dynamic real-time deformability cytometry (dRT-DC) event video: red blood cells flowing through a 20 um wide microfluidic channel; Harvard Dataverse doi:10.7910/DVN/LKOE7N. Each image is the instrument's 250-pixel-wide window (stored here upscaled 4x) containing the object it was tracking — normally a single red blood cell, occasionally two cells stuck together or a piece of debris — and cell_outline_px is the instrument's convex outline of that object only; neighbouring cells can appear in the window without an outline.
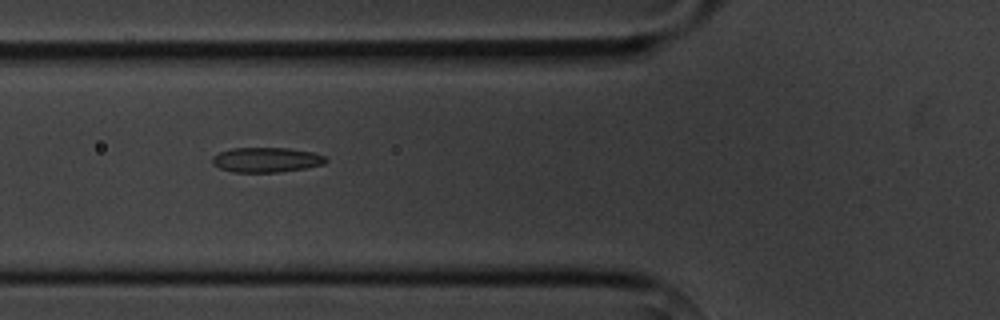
{"species": "common noctule bat (a hibernating species)", "species_latin": "Nyctalus noctula", "temperature_condition": "cold", "stored_images_in_passage": 3, "camera_frame_rate_fps": 3000, "um_per_image_px": 0.085, "animal": {"sex": "male", "body_mass_g": 20.1, "forearm_length_mm": 53.5}, "frame": {"image": 1, "passage_image": 2, "time_ms": 1.0, "image_size_px": [1000, 320], "cell_outline_px": [[328, 160], [324, 164], [304, 168], [276, 172], [232, 172], [220, 168], [212, 164], [212, 156], [220, 152], [232, 148], [288, 148], [312, 152], [324, 156]], "centroid_in_image_um": [22.61, 13.58], "position_along_channel_um": 103.2, "area_um2": 16.36}}
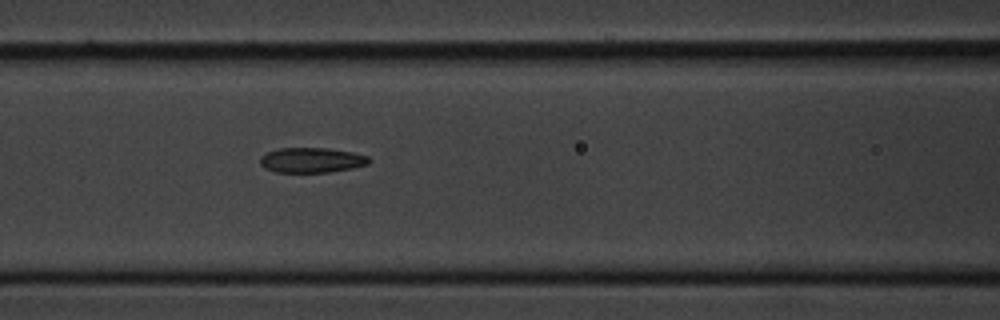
{"frame": {"image": 2, "passage_image": 3, "time_ms": 2.0, "image_size_px": [1000, 320], "cell_outline_px": [[372, 160], [368, 164], [352, 168], [328, 172], [276, 172], [264, 168], [260, 164], [260, 156], [268, 152], [280, 148], [328, 148], [352, 152], [368, 156]], "centroid_in_image_um": [26.49, 13.61], "position_along_channel_um": 140.1, "area_um2": 15.9}}